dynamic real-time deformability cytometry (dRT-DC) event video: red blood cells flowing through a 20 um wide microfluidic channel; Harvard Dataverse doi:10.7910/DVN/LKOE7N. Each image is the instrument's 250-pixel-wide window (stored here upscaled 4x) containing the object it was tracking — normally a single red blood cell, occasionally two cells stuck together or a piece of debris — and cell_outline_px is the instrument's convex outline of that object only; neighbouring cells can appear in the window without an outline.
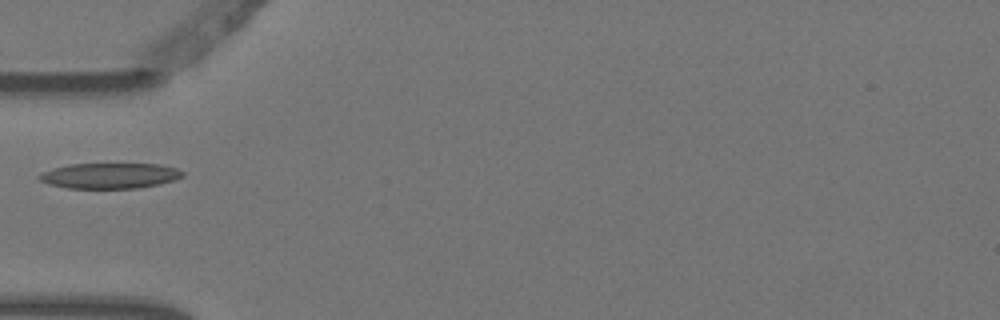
{"species": "Egyptian fruit bat (a non-hibernating species)", "species_latin": "Rousettus aegyptiacus", "temperature_condition": "warm", "stored_images_in_passage": 5, "camera_frame_rate_fps": 3000, "um_per_image_px": 0.085, "animal": {"sex": "female"}, "frame": {"image": 1, "passage_image": 5, "time_ms": 1.333, "image_size_px": [1000, 320], "cell_outline_px": [[184, 176], [176, 180], [160, 184], [136, 188], [68, 188], [48, 184], [40, 180], [36, 176], [44, 172], [68, 164], [160, 164], [176, 168], [184, 172]], "centroid_in_image_um": [9.37, 14.94], "position_along_channel_um": 75.6, "area_um2": 21.27}}